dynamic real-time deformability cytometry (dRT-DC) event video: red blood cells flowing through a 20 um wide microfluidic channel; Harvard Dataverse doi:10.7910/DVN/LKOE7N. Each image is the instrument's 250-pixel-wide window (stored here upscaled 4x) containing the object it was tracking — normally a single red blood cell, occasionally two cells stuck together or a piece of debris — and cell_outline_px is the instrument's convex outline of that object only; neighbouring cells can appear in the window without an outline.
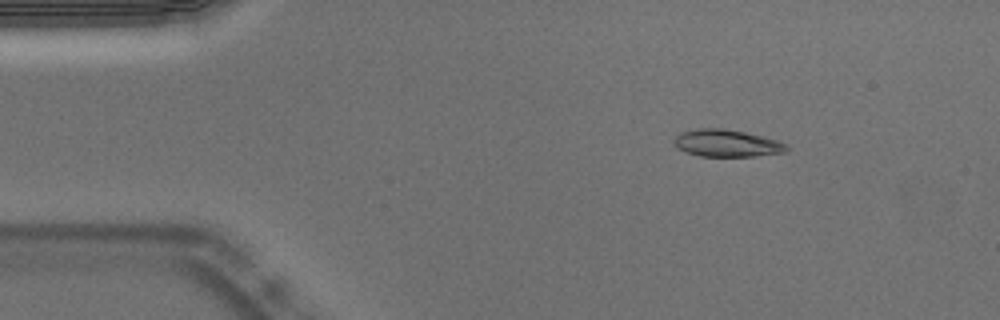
{"species": "Egyptian fruit bat (a non-hibernating species)", "species_latin": "Rousettus aegyptiacus", "temperature_condition": "warm", "stored_images_in_passage": 51, "camera_frame_rate_fps": 3000, "um_per_image_px": 0.085, "animal": {"sex": "male"}, "frame": {"image": 1, "passage_image": 6, "time_ms": 1.667, "image_size_px": [1000, 320], "cell_outline_px": [[788, 148], [784, 152], [756, 156], [700, 156], [676, 148], [672, 140], [680, 132], [700, 128], [724, 128], [764, 136], [788, 144]], "centroid_in_image_um": [61.76, 12.16], "position_along_channel_um": 23.2, "area_um2": 17.86}}
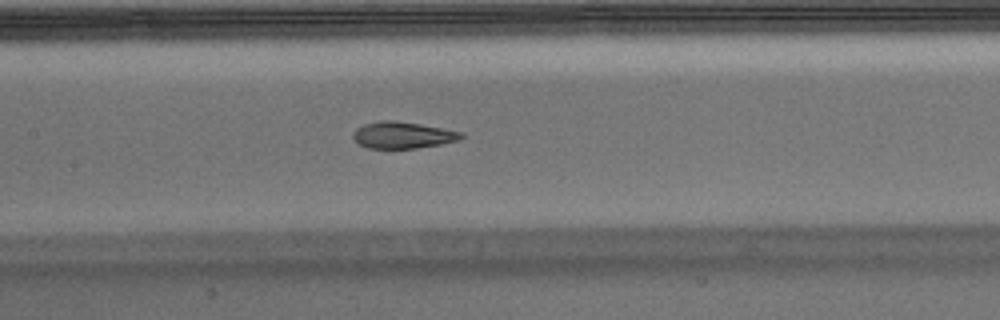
{"frame": {"image": 2, "passage_image": 23, "time_ms": 7.333, "image_size_px": [1000, 320], "cell_outline_px": [[464, 136], [460, 140], [440, 144], [416, 148], [368, 148], [360, 144], [352, 136], [352, 132], [356, 128], [364, 124], [384, 120], [396, 120], [420, 124], [464, 132]], "centroid_in_image_um": [34.25, 11.47], "position_along_channel_um": 173.2, "area_um2": 16.76}}
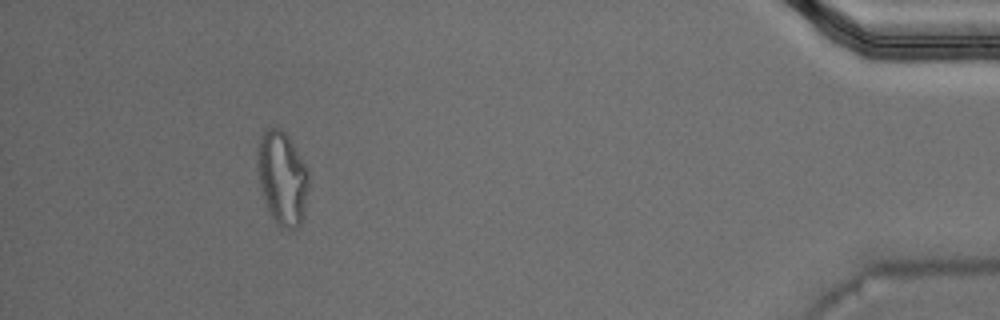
{"frame": {"image": 3, "passage_image": 47, "time_ms": 15.333, "image_size_px": [1000, 320], "cell_outline_px": [[308, 188], [304, 216], [300, 224], [296, 228], [284, 228], [276, 224], [268, 212], [260, 188], [256, 160], [256, 152], [260, 136], [264, 128], [272, 124], [280, 128], [288, 136], [308, 168]], "centroid_in_image_um": [23.96, 15.09], "position_along_channel_um": 411.2, "area_um2": 28.61}, "authors_computed_cell_mechanics": {"area_um2": 17.9758, "velocity_mm_per_s": 3.764, "shape_relaxation_time_tau1_ms": null, "shape_relaxation_time_tau2_ms": 1.6921, "deformation_change_tau1": null, "deformation_change_tau2": 0.0735}}